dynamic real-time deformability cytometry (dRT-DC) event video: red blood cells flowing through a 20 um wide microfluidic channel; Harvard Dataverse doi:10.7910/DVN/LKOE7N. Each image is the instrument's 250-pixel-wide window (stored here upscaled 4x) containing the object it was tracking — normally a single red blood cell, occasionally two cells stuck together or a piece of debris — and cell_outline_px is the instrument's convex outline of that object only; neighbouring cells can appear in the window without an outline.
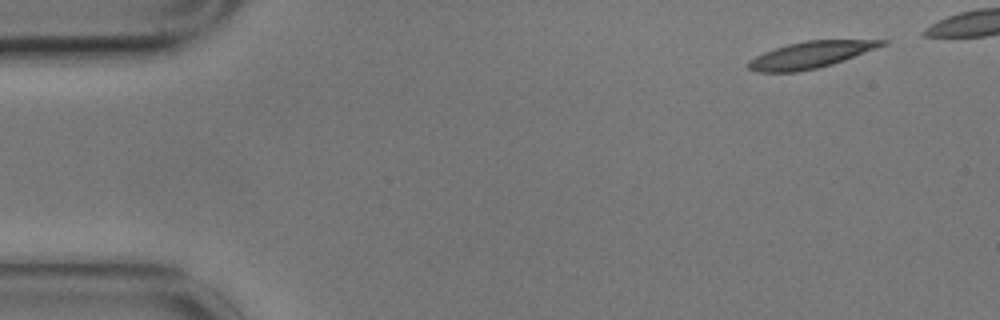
{"species": "common noctule bat (a hibernating species)", "species_latin": "Nyctalus noctula", "temperature_condition": "cold", "stored_images_in_passage": 4, "camera_frame_rate_fps": 3000, "um_per_image_px": 0.085, "animal": {"sex": "male", "body_mass_g": 17.9}, "frame": {"image": 1, "passage_image": 1, "time_ms": 0.0, "image_size_px": [1000, 320], "cell_outline_px": [[888, 44], [844, 60], [832, 64], [800, 72], [756, 72], [748, 68], [748, 60], [764, 52], [788, 44], [804, 40], [888, 40]], "centroid_in_image_um": [68.89, 4.66], "position_along_channel_um": 16.1, "area_um2": 20.63}}